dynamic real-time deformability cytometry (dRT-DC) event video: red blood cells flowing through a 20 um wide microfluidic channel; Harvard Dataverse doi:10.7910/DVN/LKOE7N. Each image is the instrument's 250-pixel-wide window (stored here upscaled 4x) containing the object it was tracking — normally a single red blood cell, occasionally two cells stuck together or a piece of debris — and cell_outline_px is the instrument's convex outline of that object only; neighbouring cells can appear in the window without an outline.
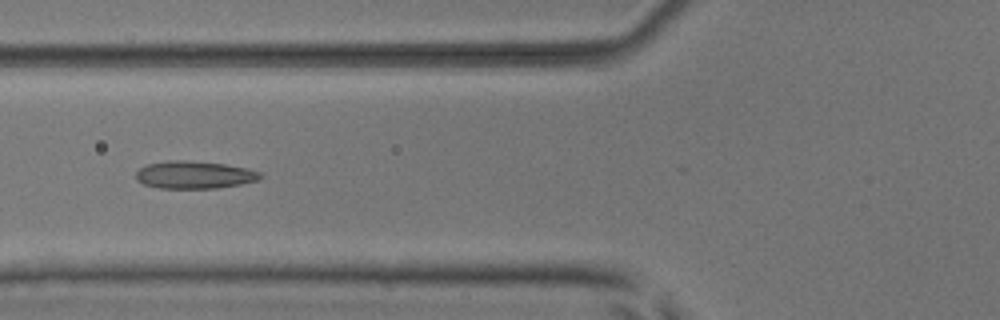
{"species": "common noctule bat (a hibernating species)", "species_latin": "Nyctalus noctula", "temperature_condition": "room temperature", "stored_images_in_passage": 7, "camera_frame_rate_fps": 3000, "um_per_image_px": 0.085, "animal": {"sex": "male", "body_mass_g": 17.9, "forearm_length_mm": 54.2}, "frame": {"image": 1, "passage_image": 6, "time_ms": 5.667, "image_size_px": [1000, 320], "cell_outline_px": [[264, 176], [256, 180], [240, 184], [216, 188], [160, 188], [144, 184], [136, 180], [136, 172], [140, 168], [148, 164], [168, 160], [184, 160], [224, 164], [244, 168], [260, 172]], "centroid_in_image_um": [16.49, 14.86], "position_along_channel_um": 109.3, "area_um2": 19.77}}